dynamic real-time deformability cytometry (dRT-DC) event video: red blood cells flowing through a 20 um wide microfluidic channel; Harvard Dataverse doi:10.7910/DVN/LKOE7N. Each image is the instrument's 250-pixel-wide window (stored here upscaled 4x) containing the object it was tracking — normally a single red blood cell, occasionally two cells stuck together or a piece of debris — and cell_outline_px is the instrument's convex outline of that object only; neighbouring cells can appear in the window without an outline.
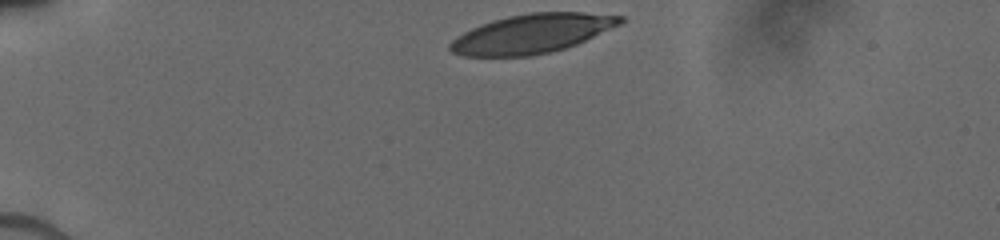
{"species": "human", "species_latin": "Homo sapiens", "temperature_condition": "cold", "stored_images_in_passage": 21, "camera_frame_rate_fps": 3000, "um_per_image_px": 0.085, "donor": {"sex": "male"}, "frame": {"image": 1, "passage_image": 1, "time_ms": 0.0, "image_size_px": [1000, 240], "cell_outline_px": [[624, 20], [620, 24], [576, 44], [564, 48], [548, 52], [528, 56], [464, 56], [452, 52], [448, 48], [448, 44], [456, 36], [480, 24], [492, 20], [508, 16], [528, 12], [584, 12], [624, 16]], "centroid_in_image_um": [45.18, 2.85], "position_along_channel_um": 39.8, "area_um2": 38.61}}
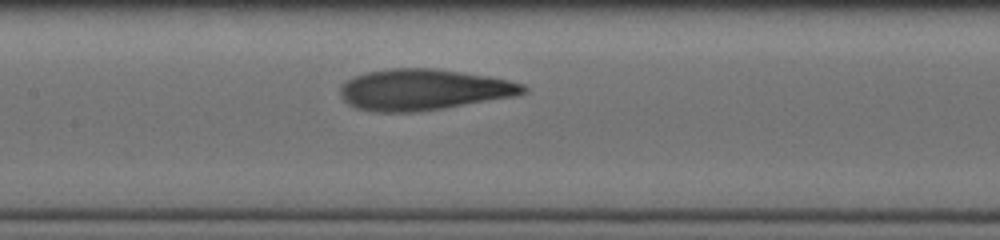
{"frame": {"image": 2, "passage_image": 15, "time_ms": 4.667, "image_size_px": [1000, 240], "cell_outline_px": [[528, 92], [516, 96], [444, 108], [412, 112], [372, 112], [356, 108], [348, 104], [340, 96], [340, 84], [344, 80], [364, 72], [388, 68], [432, 68], [488, 76], [508, 80], [524, 84], [528, 88]], "centroid_in_image_um": [35.96, 7.62], "position_along_channel_um": 171.4, "area_um2": 44.16}}
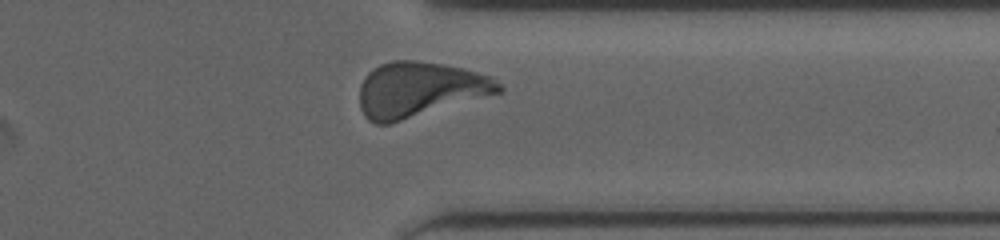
{"frame": {"image": 3, "passage_image": 21, "time_ms": 9.667, "image_size_px": [1000, 240], "cell_outline_px": [[504, 88], [500, 92], [392, 124], [376, 124], [368, 120], [364, 116], [360, 108], [360, 84], [364, 76], [372, 68], [380, 64], [392, 60], [412, 60], [444, 64], [464, 68], [492, 76]], "centroid_in_image_um": [35.63, 7.61], "position_along_channel_um": 375.8, "area_um2": 45.03}}